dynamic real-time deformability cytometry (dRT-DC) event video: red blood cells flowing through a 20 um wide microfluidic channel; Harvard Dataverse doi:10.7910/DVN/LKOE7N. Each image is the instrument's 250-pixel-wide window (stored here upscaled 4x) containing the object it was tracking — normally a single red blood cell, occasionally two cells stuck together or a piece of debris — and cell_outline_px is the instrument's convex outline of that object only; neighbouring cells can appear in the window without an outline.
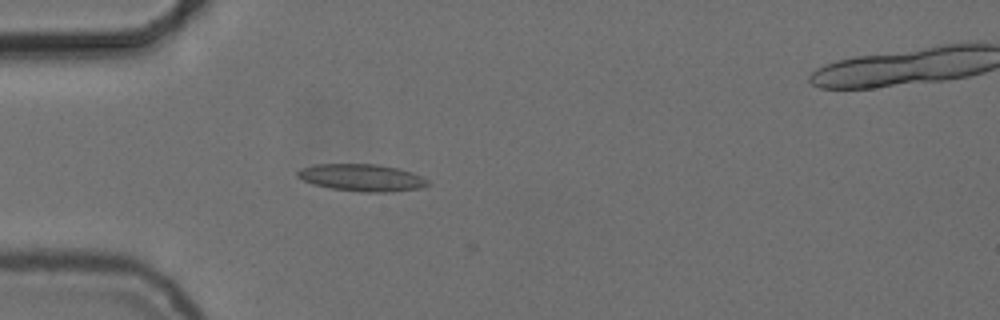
{"species": "common noctule bat (a hibernating species)", "species_latin": "Nyctalus noctula", "temperature_condition": "cold", "stored_images_in_passage": 18, "camera_frame_rate_fps": 3000, "um_per_image_px": 0.085, "animal": {"sex": "female", "body_mass_g": 24.6, "forearm_length_mm": 56.2}, "frame": {"image": 1, "passage_image": 17, "time_ms": 5.333, "image_size_px": [1000, 320], "cell_outline_px": [[428, 184], [420, 188], [392, 192], [360, 192], [332, 188], [312, 184], [296, 176], [296, 172], [304, 168], [316, 164], [376, 164], [400, 168], [412, 172], [428, 180]], "centroid_in_image_um": [30.77, 15.1], "position_along_channel_um": 54.2, "area_um2": 20.52}}